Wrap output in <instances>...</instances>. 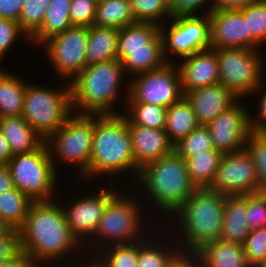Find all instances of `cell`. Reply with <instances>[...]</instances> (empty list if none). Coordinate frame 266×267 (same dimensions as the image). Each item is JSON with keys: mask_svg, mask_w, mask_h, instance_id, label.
<instances>
[{"mask_svg": "<svg viewBox=\"0 0 266 267\" xmlns=\"http://www.w3.org/2000/svg\"><path fill=\"white\" fill-rule=\"evenodd\" d=\"M0 132L7 139L12 155L34 151L44 142L22 116L0 118Z\"/></svg>", "mask_w": 266, "mask_h": 267, "instance_id": "484cf974", "label": "cell"}, {"mask_svg": "<svg viewBox=\"0 0 266 267\" xmlns=\"http://www.w3.org/2000/svg\"><path fill=\"white\" fill-rule=\"evenodd\" d=\"M242 247L249 265H259L266 258V227L250 230Z\"/></svg>", "mask_w": 266, "mask_h": 267, "instance_id": "ab89813d", "label": "cell"}, {"mask_svg": "<svg viewBox=\"0 0 266 267\" xmlns=\"http://www.w3.org/2000/svg\"><path fill=\"white\" fill-rule=\"evenodd\" d=\"M97 255L108 267H137L138 241L107 246Z\"/></svg>", "mask_w": 266, "mask_h": 267, "instance_id": "d590c367", "label": "cell"}, {"mask_svg": "<svg viewBox=\"0 0 266 267\" xmlns=\"http://www.w3.org/2000/svg\"><path fill=\"white\" fill-rule=\"evenodd\" d=\"M224 202V194L197 188L165 222L163 226L175 237L182 254H194L203 245L220 239Z\"/></svg>", "mask_w": 266, "mask_h": 267, "instance_id": "277c9868", "label": "cell"}, {"mask_svg": "<svg viewBox=\"0 0 266 267\" xmlns=\"http://www.w3.org/2000/svg\"><path fill=\"white\" fill-rule=\"evenodd\" d=\"M94 129L95 114L73 112L66 122L45 140L57 173V163L61 161V165L66 163L78 168L75 171L78 175L74 176L76 180L81 179L78 184L84 181L89 175Z\"/></svg>", "mask_w": 266, "mask_h": 267, "instance_id": "52a82bcc", "label": "cell"}, {"mask_svg": "<svg viewBox=\"0 0 266 267\" xmlns=\"http://www.w3.org/2000/svg\"><path fill=\"white\" fill-rule=\"evenodd\" d=\"M257 132L266 139V123H264Z\"/></svg>", "mask_w": 266, "mask_h": 267, "instance_id": "6f0895ef", "label": "cell"}, {"mask_svg": "<svg viewBox=\"0 0 266 267\" xmlns=\"http://www.w3.org/2000/svg\"><path fill=\"white\" fill-rule=\"evenodd\" d=\"M213 50L218 59L219 82L240 99L252 97V93L261 85L264 78L266 81L264 52L260 49L221 48Z\"/></svg>", "mask_w": 266, "mask_h": 267, "instance_id": "8fae6325", "label": "cell"}, {"mask_svg": "<svg viewBox=\"0 0 266 267\" xmlns=\"http://www.w3.org/2000/svg\"><path fill=\"white\" fill-rule=\"evenodd\" d=\"M213 9H242L256 0H212Z\"/></svg>", "mask_w": 266, "mask_h": 267, "instance_id": "681fc988", "label": "cell"}, {"mask_svg": "<svg viewBox=\"0 0 266 267\" xmlns=\"http://www.w3.org/2000/svg\"><path fill=\"white\" fill-rule=\"evenodd\" d=\"M123 115L127 124L141 125L152 129L164 130L167 108L146 103H124ZM125 111V112H124Z\"/></svg>", "mask_w": 266, "mask_h": 267, "instance_id": "d6a6232c", "label": "cell"}, {"mask_svg": "<svg viewBox=\"0 0 266 267\" xmlns=\"http://www.w3.org/2000/svg\"><path fill=\"white\" fill-rule=\"evenodd\" d=\"M12 157L10 145L0 132V164H7Z\"/></svg>", "mask_w": 266, "mask_h": 267, "instance_id": "db71d44e", "label": "cell"}, {"mask_svg": "<svg viewBox=\"0 0 266 267\" xmlns=\"http://www.w3.org/2000/svg\"><path fill=\"white\" fill-rule=\"evenodd\" d=\"M128 90L126 103L154 104L165 108L184 97L180 73L176 63L173 62L131 77Z\"/></svg>", "mask_w": 266, "mask_h": 267, "instance_id": "4fadbf2b", "label": "cell"}, {"mask_svg": "<svg viewBox=\"0 0 266 267\" xmlns=\"http://www.w3.org/2000/svg\"><path fill=\"white\" fill-rule=\"evenodd\" d=\"M61 266H63V267H83L78 261L77 262H75V264L74 263H71V265L70 264H65L64 262L63 263H59ZM59 264H56L55 266H54V264H50V265H48L47 267H61ZM66 265V266H65ZM44 267H46V266H44Z\"/></svg>", "mask_w": 266, "mask_h": 267, "instance_id": "9f6ffc18", "label": "cell"}, {"mask_svg": "<svg viewBox=\"0 0 266 267\" xmlns=\"http://www.w3.org/2000/svg\"><path fill=\"white\" fill-rule=\"evenodd\" d=\"M209 150H214V147L210 132L203 125L194 129L189 135L174 145V151L185 160Z\"/></svg>", "mask_w": 266, "mask_h": 267, "instance_id": "e575fe53", "label": "cell"}, {"mask_svg": "<svg viewBox=\"0 0 266 267\" xmlns=\"http://www.w3.org/2000/svg\"><path fill=\"white\" fill-rule=\"evenodd\" d=\"M169 6H171L175 0H165Z\"/></svg>", "mask_w": 266, "mask_h": 267, "instance_id": "91938a15", "label": "cell"}, {"mask_svg": "<svg viewBox=\"0 0 266 267\" xmlns=\"http://www.w3.org/2000/svg\"><path fill=\"white\" fill-rule=\"evenodd\" d=\"M114 184L115 183H108L103 189L100 184V188L96 186V192H92L89 189L91 193L88 192V194L85 193V195L81 193L80 197L75 196L73 201L70 200L69 203L62 204L71 233L82 245H84L97 230L99 220L104 212L106 204L120 191L121 187H118V189Z\"/></svg>", "mask_w": 266, "mask_h": 267, "instance_id": "9a60e30c", "label": "cell"}, {"mask_svg": "<svg viewBox=\"0 0 266 267\" xmlns=\"http://www.w3.org/2000/svg\"><path fill=\"white\" fill-rule=\"evenodd\" d=\"M210 5L209 7H207ZM205 8L208 9H203ZM171 13L173 16L178 15H202L200 11L203 9V15L209 14L213 10V1L212 0H175L174 3L170 6Z\"/></svg>", "mask_w": 266, "mask_h": 267, "instance_id": "ee69618b", "label": "cell"}, {"mask_svg": "<svg viewBox=\"0 0 266 267\" xmlns=\"http://www.w3.org/2000/svg\"><path fill=\"white\" fill-rule=\"evenodd\" d=\"M160 34L165 60L170 63H175L178 56L180 60L211 49L209 14L173 16L160 26Z\"/></svg>", "mask_w": 266, "mask_h": 267, "instance_id": "7c38bea8", "label": "cell"}, {"mask_svg": "<svg viewBox=\"0 0 266 267\" xmlns=\"http://www.w3.org/2000/svg\"><path fill=\"white\" fill-rule=\"evenodd\" d=\"M199 126L200 124L198 123L196 114L184 97L167 108L164 130L173 145L185 138Z\"/></svg>", "mask_w": 266, "mask_h": 267, "instance_id": "f1b7e54d", "label": "cell"}, {"mask_svg": "<svg viewBox=\"0 0 266 267\" xmlns=\"http://www.w3.org/2000/svg\"><path fill=\"white\" fill-rule=\"evenodd\" d=\"M27 82L20 75L0 67V118L22 115Z\"/></svg>", "mask_w": 266, "mask_h": 267, "instance_id": "d4e9b609", "label": "cell"}, {"mask_svg": "<svg viewBox=\"0 0 266 267\" xmlns=\"http://www.w3.org/2000/svg\"><path fill=\"white\" fill-rule=\"evenodd\" d=\"M124 185H126V187ZM124 185L122 184L124 187L121 189L122 191L120 190L106 204L104 212L99 220L97 230L83 245V250H85L86 254H97L103 248L115 244L137 242L147 238L150 236L149 234L155 231V229H158V226H161L155 221V215L154 218L151 217L149 220L148 217L145 216L148 214V210L146 209L144 202L139 198L140 193L139 190H137L138 188L133 191L131 190L129 194L128 191L130 190H126L125 188H130V186H128L126 182ZM124 189L127 192V195H125ZM145 223L148 224L146 225Z\"/></svg>", "mask_w": 266, "mask_h": 267, "instance_id": "5b68a950", "label": "cell"}, {"mask_svg": "<svg viewBox=\"0 0 266 267\" xmlns=\"http://www.w3.org/2000/svg\"><path fill=\"white\" fill-rule=\"evenodd\" d=\"M71 0H52L47 8L41 27L29 38V43L39 47L52 36L72 27L70 21Z\"/></svg>", "mask_w": 266, "mask_h": 267, "instance_id": "83f0119b", "label": "cell"}, {"mask_svg": "<svg viewBox=\"0 0 266 267\" xmlns=\"http://www.w3.org/2000/svg\"><path fill=\"white\" fill-rule=\"evenodd\" d=\"M128 127L133 156L140 169L174 151V145L170 142L165 130L135 124H128Z\"/></svg>", "mask_w": 266, "mask_h": 267, "instance_id": "44dd1931", "label": "cell"}, {"mask_svg": "<svg viewBox=\"0 0 266 267\" xmlns=\"http://www.w3.org/2000/svg\"><path fill=\"white\" fill-rule=\"evenodd\" d=\"M209 189L224 195L259 192L256 168L245 148L223 155Z\"/></svg>", "mask_w": 266, "mask_h": 267, "instance_id": "2e32d148", "label": "cell"}, {"mask_svg": "<svg viewBox=\"0 0 266 267\" xmlns=\"http://www.w3.org/2000/svg\"><path fill=\"white\" fill-rule=\"evenodd\" d=\"M265 83V84H264ZM266 82L263 81L261 85L252 93L254 96L255 94H259V112L256 115L250 112V125L251 129L257 131L264 123H266ZM252 114V115H251Z\"/></svg>", "mask_w": 266, "mask_h": 267, "instance_id": "bcb514c9", "label": "cell"}, {"mask_svg": "<svg viewBox=\"0 0 266 267\" xmlns=\"http://www.w3.org/2000/svg\"><path fill=\"white\" fill-rule=\"evenodd\" d=\"M57 199L33 201L19 229L21 251L38 267L62 260L66 264L75 263L85 253L83 245L71 233L62 203Z\"/></svg>", "mask_w": 266, "mask_h": 267, "instance_id": "6da1fadb", "label": "cell"}, {"mask_svg": "<svg viewBox=\"0 0 266 267\" xmlns=\"http://www.w3.org/2000/svg\"><path fill=\"white\" fill-rule=\"evenodd\" d=\"M249 153L257 172L259 192H266V139L252 131L244 147Z\"/></svg>", "mask_w": 266, "mask_h": 267, "instance_id": "f35d334b", "label": "cell"}, {"mask_svg": "<svg viewBox=\"0 0 266 267\" xmlns=\"http://www.w3.org/2000/svg\"><path fill=\"white\" fill-rule=\"evenodd\" d=\"M117 59L126 74L132 77L156 70L166 63L160 26L150 22H135L119 30Z\"/></svg>", "mask_w": 266, "mask_h": 267, "instance_id": "ba28073f", "label": "cell"}, {"mask_svg": "<svg viewBox=\"0 0 266 267\" xmlns=\"http://www.w3.org/2000/svg\"><path fill=\"white\" fill-rule=\"evenodd\" d=\"M13 188V179L7 164H0V195Z\"/></svg>", "mask_w": 266, "mask_h": 267, "instance_id": "f907efd6", "label": "cell"}, {"mask_svg": "<svg viewBox=\"0 0 266 267\" xmlns=\"http://www.w3.org/2000/svg\"><path fill=\"white\" fill-rule=\"evenodd\" d=\"M21 252L19 230L0 237V263L9 261Z\"/></svg>", "mask_w": 266, "mask_h": 267, "instance_id": "f6af8a7d", "label": "cell"}, {"mask_svg": "<svg viewBox=\"0 0 266 267\" xmlns=\"http://www.w3.org/2000/svg\"><path fill=\"white\" fill-rule=\"evenodd\" d=\"M194 255L203 267H251L241 244L220 239L203 245Z\"/></svg>", "mask_w": 266, "mask_h": 267, "instance_id": "cb8c5ba5", "label": "cell"}, {"mask_svg": "<svg viewBox=\"0 0 266 267\" xmlns=\"http://www.w3.org/2000/svg\"><path fill=\"white\" fill-rule=\"evenodd\" d=\"M125 74L124 66L118 59L86 66L70 82L73 112L100 115L122 114L123 112L117 111L115 106L119 98H123L120 97L121 88L124 87L122 91L126 88L124 95L126 97L123 98L125 103L128 97L129 81L125 79Z\"/></svg>", "mask_w": 266, "mask_h": 267, "instance_id": "8992f818", "label": "cell"}, {"mask_svg": "<svg viewBox=\"0 0 266 267\" xmlns=\"http://www.w3.org/2000/svg\"><path fill=\"white\" fill-rule=\"evenodd\" d=\"M0 267H38L33 259L21 251L13 259L0 263Z\"/></svg>", "mask_w": 266, "mask_h": 267, "instance_id": "c3c4849f", "label": "cell"}, {"mask_svg": "<svg viewBox=\"0 0 266 267\" xmlns=\"http://www.w3.org/2000/svg\"><path fill=\"white\" fill-rule=\"evenodd\" d=\"M223 153L209 150L186 159L191 181L197 188H209L213 183Z\"/></svg>", "mask_w": 266, "mask_h": 267, "instance_id": "4dcf8cb0", "label": "cell"}, {"mask_svg": "<svg viewBox=\"0 0 266 267\" xmlns=\"http://www.w3.org/2000/svg\"><path fill=\"white\" fill-rule=\"evenodd\" d=\"M130 186L132 190L133 186L136 188L140 186L138 188H140V190L142 189V191H140V193L142 192L141 200L145 202L144 204L151 214V216L148 214V217H153L152 214L155 213L156 221L159 223L162 221L160 223L161 225L165 223L163 220L168 221L171 219L173 214L197 189L191 181L186 160L180 157L175 151L145 165L140 170V174L134 185ZM145 195L147 198H145ZM158 211L159 216L157 214Z\"/></svg>", "mask_w": 266, "mask_h": 267, "instance_id": "7a4b0ae2", "label": "cell"}, {"mask_svg": "<svg viewBox=\"0 0 266 267\" xmlns=\"http://www.w3.org/2000/svg\"><path fill=\"white\" fill-rule=\"evenodd\" d=\"M246 218V194L225 195L220 240L243 244L250 228Z\"/></svg>", "mask_w": 266, "mask_h": 267, "instance_id": "603a6c76", "label": "cell"}, {"mask_svg": "<svg viewBox=\"0 0 266 267\" xmlns=\"http://www.w3.org/2000/svg\"><path fill=\"white\" fill-rule=\"evenodd\" d=\"M15 229L0 217V237L10 235Z\"/></svg>", "mask_w": 266, "mask_h": 267, "instance_id": "11a10c76", "label": "cell"}, {"mask_svg": "<svg viewBox=\"0 0 266 267\" xmlns=\"http://www.w3.org/2000/svg\"><path fill=\"white\" fill-rule=\"evenodd\" d=\"M88 27L72 26L52 36L39 48L45 49L47 61L58 77L69 83L87 66Z\"/></svg>", "mask_w": 266, "mask_h": 267, "instance_id": "5bb4252c", "label": "cell"}, {"mask_svg": "<svg viewBox=\"0 0 266 267\" xmlns=\"http://www.w3.org/2000/svg\"><path fill=\"white\" fill-rule=\"evenodd\" d=\"M136 22L156 23L159 26L173 17L165 0H130Z\"/></svg>", "mask_w": 266, "mask_h": 267, "instance_id": "836d02e7", "label": "cell"}, {"mask_svg": "<svg viewBox=\"0 0 266 267\" xmlns=\"http://www.w3.org/2000/svg\"><path fill=\"white\" fill-rule=\"evenodd\" d=\"M20 37H24V41L29 42L30 40L29 36L20 28L18 22L0 17V62L9 53V50L17 45L19 39H21Z\"/></svg>", "mask_w": 266, "mask_h": 267, "instance_id": "b9f144b4", "label": "cell"}, {"mask_svg": "<svg viewBox=\"0 0 266 267\" xmlns=\"http://www.w3.org/2000/svg\"><path fill=\"white\" fill-rule=\"evenodd\" d=\"M14 187L32 201L57 199L58 178L45 141L34 151L16 154L9 160Z\"/></svg>", "mask_w": 266, "mask_h": 267, "instance_id": "30bf717a", "label": "cell"}, {"mask_svg": "<svg viewBox=\"0 0 266 267\" xmlns=\"http://www.w3.org/2000/svg\"><path fill=\"white\" fill-rule=\"evenodd\" d=\"M80 259L78 260V262L83 267H108V265L97 254L85 253Z\"/></svg>", "mask_w": 266, "mask_h": 267, "instance_id": "f5cc1de1", "label": "cell"}, {"mask_svg": "<svg viewBox=\"0 0 266 267\" xmlns=\"http://www.w3.org/2000/svg\"><path fill=\"white\" fill-rule=\"evenodd\" d=\"M245 20H247L248 32L260 45L266 43V0L255 2L239 9Z\"/></svg>", "mask_w": 266, "mask_h": 267, "instance_id": "8d00e7d4", "label": "cell"}, {"mask_svg": "<svg viewBox=\"0 0 266 267\" xmlns=\"http://www.w3.org/2000/svg\"><path fill=\"white\" fill-rule=\"evenodd\" d=\"M167 231L161 225L150 236L138 241L137 267H170L182 254L175 237Z\"/></svg>", "mask_w": 266, "mask_h": 267, "instance_id": "7402d4cb", "label": "cell"}, {"mask_svg": "<svg viewBox=\"0 0 266 267\" xmlns=\"http://www.w3.org/2000/svg\"><path fill=\"white\" fill-rule=\"evenodd\" d=\"M176 61L183 93L219 83L218 59L213 49L196 52Z\"/></svg>", "mask_w": 266, "mask_h": 267, "instance_id": "d6986e66", "label": "cell"}, {"mask_svg": "<svg viewBox=\"0 0 266 267\" xmlns=\"http://www.w3.org/2000/svg\"><path fill=\"white\" fill-rule=\"evenodd\" d=\"M256 267H266V258Z\"/></svg>", "mask_w": 266, "mask_h": 267, "instance_id": "680465c9", "label": "cell"}, {"mask_svg": "<svg viewBox=\"0 0 266 267\" xmlns=\"http://www.w3.org/2000/svg\"><path fill=\"white\" fill-rule=\"evenodd\" d=\"M135 22L130 0H103L97 3L95 26L120 30Z\"/></svg>", "mask_w": 266, "mask_h": 267, "instance_id": "f546056e", "label": "cell"}, {"mask_svg": "<svg viewBox=\"0 0 266 267\" xmlns=\"http://www.w3.org/2000/svg\"><path fill=\"white\" fill-rule=\"evenodd\" d=\"M51 1L25 0L18 23L29 38L41 27Z\"/></svg>", "mask_w": 266, "mask_h": 267, "instance_id": "74e56055", "label": "cell"}, {"mask_svg": "<svg viewBox=\"0 0 266 267\" xmlns=\"http://www.w3.org/2000/svg\"><path fill=\"white\" fill-rule=\"evenodd\" d=\"M170 267H203L194 254H181Z\"/></svg>", "mask_w": 266, "mask_h": 267, "instance_id": "816d5d0a", "label": "cell"}, {"mask_svg": "<svg viewBox=\"0 0 266 267\" xmlns=\"http://www.w3.org/2000/svg\"><path fill=\"white\" fill-rule=\"evenodd\" d=\"M60 85L59 89L30 81L26 85L21 116L44 141L73 113L70 83L64 81Z\"/></svg>", "mask_w": 266, "mask_h": 267, "instance_id": "9c48e42d", "label": "cell"}, {"mask_svg": "<svg viewBox=\"0 0 266 267\" xmlns=\"http://www.w3.org/2000/svg\"><path fill=\"white\" fill-rule=\"evenodd\" d=\"M242 102L244 100L239 99L206 125L214 149L223 154L244 149L246 140L253 131L250 125V109Z\"/></svg>", "mask_w": 266, "mask_h": 267, "instance_id": "e0dca14e", "label": "cell"}, {"mask_svg": "<svg viewBox=\"0 0 266 267\" xmlns=\"http://www.w3.org/2000/svg\"><path fill=\"white\" fill-rule=\"evenodd\" d=\"M210 18V47L262 48L248 32L247 20L239 9H213Z\"/></svg>", "mask_w": 266, "mask_h": 267, "instance_id": "ac0fdd59", "label": "cell"}, {"mask_svg": "<svg viewBox=\"0 0 266 267\" xmlns=\"http://www.w3.org/2000/svg\"><path fill=\"white\" fill-rule=\"evenodd\" d=\"M118 36V29L89 26L86 48L87 66L117 59Z\"/></svg>", "mask_w": 266, "mask_h": 267, "instance_id": "4316f807", "label": "cell"}, {"mask_svg": "<svg viewBox=\"0 0 266 267\" xmlns=\"http://www.w3.org/2000/svg\"><path fill=\"white\" fill-rule=\"evenodd\" d=\"M250 230L266 227V192L246 194V218Z\"/></svg>", "mask_w": 266, "mask_h": 267, "instance_id": "60d3db41", "label": "cell"}, {"mask_svg": "<svg viewBox=\"0 0 266 267\" xmlns=\"http://www.w3.org/2000/svg\"><path fill=\"white\" fill-rule=\"evenodd\" d=\"M97 3L96 0H71L69 15L72 25L85 27L94 25Z\"/></svg>", "mask_w": 266, "mask_h": 267, "instance_id": "7bdbcfd3", "label": "cell"}, {"mask_svg": "<svg viewBox=\"0 0 266 267\" xmlns=\"http://www.w3.org/2000/svg\"><path fill=\"white\" fill-rule=\"evenodd\" d=\"M25 0H0V17L19 21Z\"/></svg>", "mask_w": 266, "mask_h": 267, "instance_id": "7dc6e473", "label": "cell"}, {"mask_svg": "<svg viewBox=\"0 0 266 267\" xmlns=\"http://www.w3.org/2000/svg\"><path fill=\"white\" fill-rule=\"evenodd\" d=\"M184 98L191 105L198 123L203 126L209 124L240 99L220 82L186 92Z\"/></svg>", "mask_w": 266, "mask_h": 267, "instance_id": "ffe728a7", "label": "cell"}, {"mask_svg": "<svg viewBox=\"0 0 266 267\" xmlns=\"http://www.w3.org/2000/svg\"><path fill=\"white\" fill-rule=\"evenodd\" d=\"M33 201L22 191L14 187L0 195V217L19 230L25 221Z\"/></svg>", "mask_w": 266, "mask_h": 267, "instance_id": "1f68e13d", "label": "cell"}, {"mask_svg": "<svg viewBox=\"0 0 266 267\" xmlns=\"http://www.w3.org/2000/svg\"><path fill=\"white\" fill-rule=\"evenodd\" d=\"M140 170L133 156L126 117L123 114H95L89 175L84 179V184L87 181L88 184L90 180L93 182L92 179H96L97 176L96 183L102 176L108 178L110 183H117L118 180L115 178L128 175V181H134V185Z\"/></svg>", "mask_w": 266, "mask_h": 267, "instance_id": "3957f363", "label": "cell"}]
</instances>
